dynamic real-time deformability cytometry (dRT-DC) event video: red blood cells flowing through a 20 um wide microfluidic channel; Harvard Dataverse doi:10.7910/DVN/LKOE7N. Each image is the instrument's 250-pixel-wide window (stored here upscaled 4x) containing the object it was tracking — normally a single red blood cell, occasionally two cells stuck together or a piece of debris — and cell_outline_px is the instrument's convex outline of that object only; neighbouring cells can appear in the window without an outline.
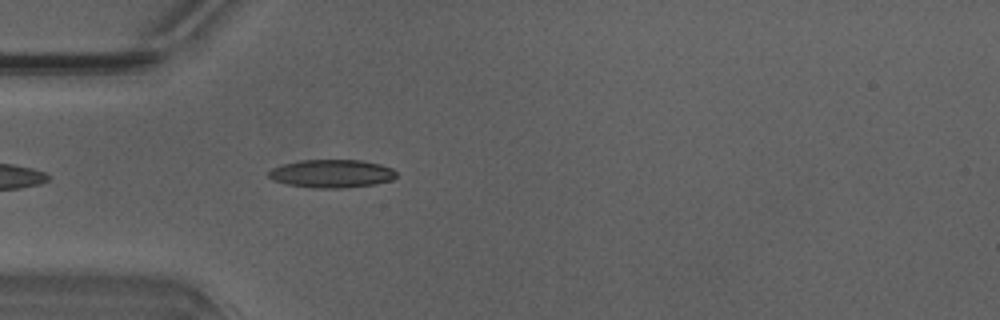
{"species": "Egyptian fruit bat (a non-hibernating species)", "species_latin": "Rousettus aegyptiacus", "temperature_condition": "warm", "stored_images_in_passage": 37, "camera_frame_rate_fps": 3000, "um_per_image_px": 0.085, "animal": {"sex": "male"}, "frame": {"image": 1, "passage_image": 3, "time_ms": 0.667, "image_size_px": [1000, 320], "cell_outline_px": [[396, 176], [392, 180], [376, 184], [340, 188], [312, 188], [288, 184], [272, 180], [268, 176], [268, 172], [272, 168], [284, 164], [300, 160], [360, 160], [380, 164], [392, 168], [396, 172]], "centroid_in_image_um": [28.19, 14.76], "position_along_channel_um": 56.8, "area_um2": 20.92}}
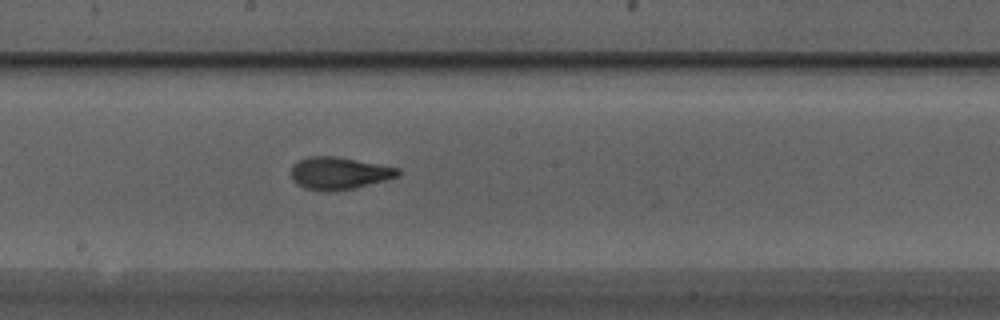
{"frame": {"image": 2, "passage_image": 15, "time_ms": 4.667, "image_size_px": [1000, 320], "cell_outline_px": [[400, 172], [396, 176], [384, 180], [356, 188], [328, 192], [304, 188], [296, 184], [292, 176], [292, 164], [296, 160], [308, 156], [336, 156], [400, 168]], "centroid_in_image_um": [28.77, 14.72], "position_along_channel_um": 219.4, "area_um2": 20.17}}
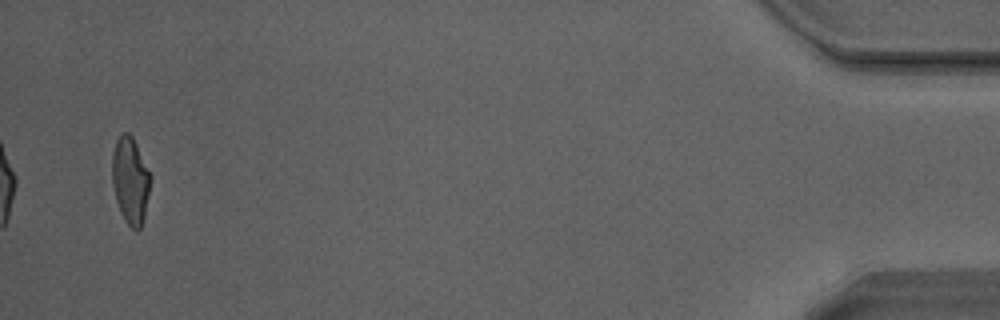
{"frame": {"image": 3, "passage_image": 36, "time_ms": 11.667, "image_size_px": [1000, 320], "cell_outline_px": [[152, 180], [144, 216], [140, 228], [136, 232], [124, 220], [120, 212], [116, 200], [112, 184], [112, 152], [116, 140], [124, 132], [128, 132], [132, 136], [152, 176]], "centroid_in_image_um": [11.08, 15.34], "position_along_channel_um": 424.1, "area_um2": 19.54}, "authors_computed_cell_mechanics": {"area_um2": 19.5942, "velocity_mm_per_s": 4.1887, "shape_relaxation_time_tau1_ms": 4.083, "shape_relaxation_time_tau2_ms": 1.0784, "deformation_change_tau1": 0.2067, "deformation_change_tau2": 0.0899}}